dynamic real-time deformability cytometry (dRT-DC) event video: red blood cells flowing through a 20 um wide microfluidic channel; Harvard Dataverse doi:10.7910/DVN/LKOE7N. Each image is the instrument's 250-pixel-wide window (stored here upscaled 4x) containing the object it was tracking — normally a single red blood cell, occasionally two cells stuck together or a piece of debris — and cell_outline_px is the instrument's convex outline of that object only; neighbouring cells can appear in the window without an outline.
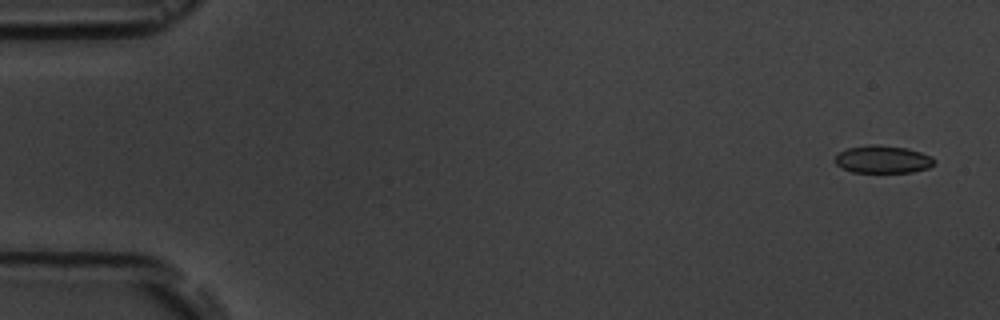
{"species": "common noctule bat (a hibernating species)", "species_latin": "Nyctalus noctula", "temperature_condition": "room temperature", "stored_images_in_passage": 5, "camera_frame_rate_fps": 3000, "um_per_image_px": 0.085, "animal": {"sex": "male", "body_mass_g": 19.5, "forearm_length_mm": 54.6}, "frame": {"image": 1, "passage_image": 1, "time_ms": 0.0, "image_size_px": [1000, 320], "cell_outline_px": [[936, 160], [928, 168], [912, 172], [852, 172], [836, 164], [836, 156], [840, 152], [848, 148], [872, 144], [876, 144], [908, 148], [932, 156]], "centroid_in_image_um": [75.07, 13.54], "position_along_channel_um": 9.9, "area_um2": 15.84}}